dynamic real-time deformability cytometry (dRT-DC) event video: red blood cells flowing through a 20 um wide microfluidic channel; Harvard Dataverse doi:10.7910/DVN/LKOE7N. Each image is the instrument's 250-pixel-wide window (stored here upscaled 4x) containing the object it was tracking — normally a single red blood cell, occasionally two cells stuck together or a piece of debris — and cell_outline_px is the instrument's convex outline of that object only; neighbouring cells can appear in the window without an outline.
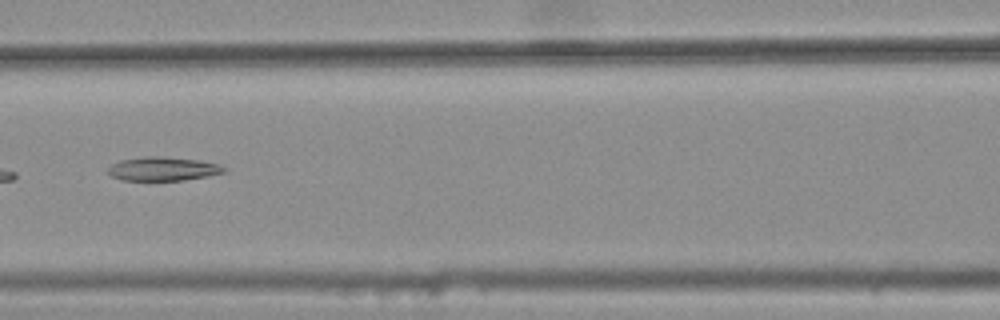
{"species": "common noctule bat (a hibernating species)", "species_latin": "Nyctalus noctula", "temperature_condition": "warm", "stored_images_in_passage": 6, "camera_frame_rate_fps": 3000, "um_per_image_px": 0.085, "animal": {"sex": "female", "body_mass_g": 25.1}, "frame": {"image": 1, "passage_image": 6, "time_ms": 1.667, "image_size_px": [1000, 320], "cell_outline_px": [[228, 168], [224, 172], [208, 176], [184, 180], [120, 180], [112, 176], [108, 172], [108, 168], [112, 164], [120, 160], [144, 156], [160, 156], [200, 160], [216, 164]], "centroid_in_image_um": [13.84, 14.35], "position_along_channel_um": 152.8, "area_um2": 16.07}}